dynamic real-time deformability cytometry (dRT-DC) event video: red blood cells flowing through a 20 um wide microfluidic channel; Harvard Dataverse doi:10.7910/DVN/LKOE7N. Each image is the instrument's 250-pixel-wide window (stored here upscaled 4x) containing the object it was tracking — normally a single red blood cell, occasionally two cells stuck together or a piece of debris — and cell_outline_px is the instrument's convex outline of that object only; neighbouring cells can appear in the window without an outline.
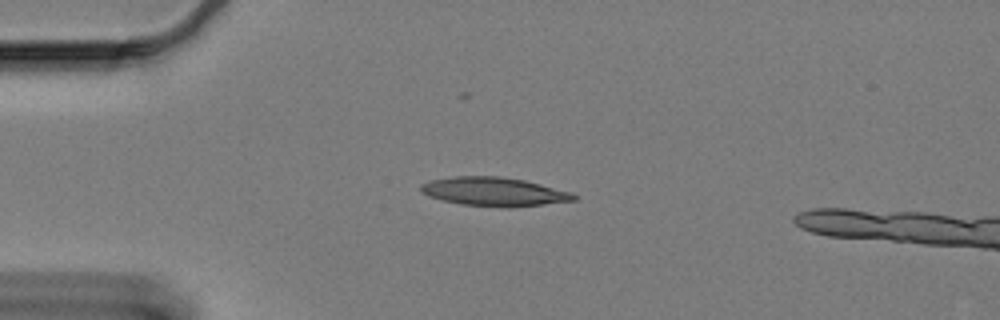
{"species": "Egyptian fruit bat (a non-hibernating species)", "species_latin": "Rousettus aegyptiacus", "temperature_condition": "cold", "stored_images_in_passage": 44, "camera_frame_rate_fps": 3000, "um_per_image_px": 0.085, "animal": {"sex": "female"}, "frame": {"image": 1, "passage_image": 1, "time_ms": 0.0, "image_size_px": [1000, 320], "cell_outline_px": [[576, 200], [508, 208], [460, 204], [428, 196], [420, 192], [420, 184], [428, 180], [452, 176], [500, 176], [524, 180], [572, 192], [576, 196]], "centroid_in_image_um": [41.94, 16.28], "position_along_channel_um": 43.1, "area_um2": 25.72}}
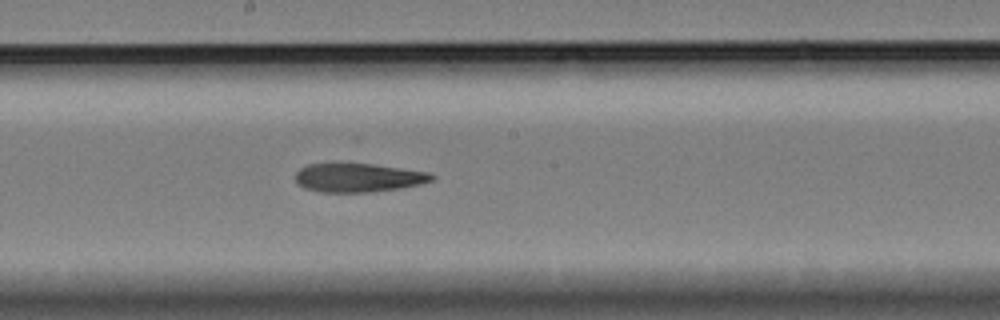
{"frame": {"image": 2, "passage_image": 19, "time_ms": 6.0, "image_size_px": [1000, 320], "cell_outline_px": [[436, 176], [432, 180], [420, 184], [400, 188], [372, 192], [320, 192], [304, 188], [296, 184], [296, 172], [300, 168], [308, 164], [340, 160], [372, 164], [428, 172]], "centroid_in_image_um": [30.37, 15.06], "position_along_channel_um": 217.8, "area_um2": 23.64}}
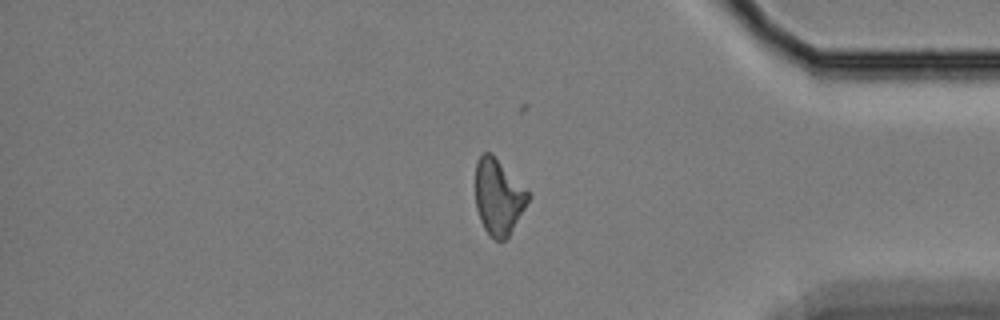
{"frame": {"image": 3, "passage_image": 37, "time_ms": 12.0, "image_size_px": [1000, 320], "cell_outline_px": [[532, 196], [508, 236], [504, 240], [496, 240], [484, 228], [480, 220], [476, 208], [476, 160], [484, 152], [488, 152]], "centroid_in_image_um": [42.35, 16.77], "position_along_channel_um": 392.9, "area_um2": 22.43}}